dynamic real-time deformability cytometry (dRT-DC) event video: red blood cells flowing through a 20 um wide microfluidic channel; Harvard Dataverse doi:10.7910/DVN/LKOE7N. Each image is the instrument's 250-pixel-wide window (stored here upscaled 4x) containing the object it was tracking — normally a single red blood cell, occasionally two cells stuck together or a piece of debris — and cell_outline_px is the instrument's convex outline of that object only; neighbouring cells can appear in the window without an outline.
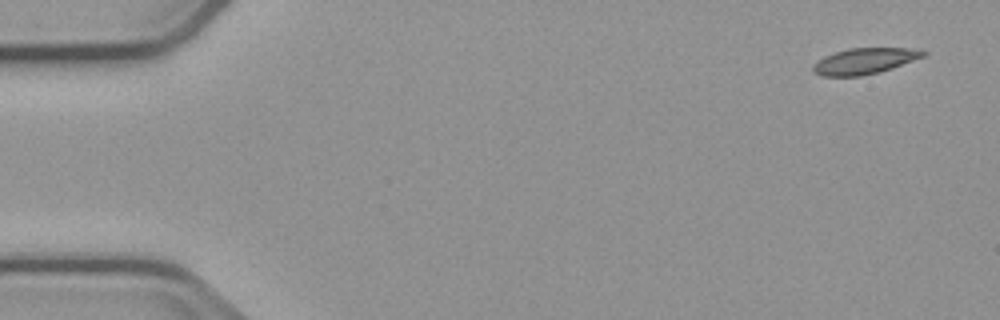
{"species": "common noctule bat (a hibernating species)", "species_latin": "Nyctalus noctula", "temperature_condition": "cold", "stored_images_in_passage": 3, "camera_frame_rate_fps": 3000, "um_per_image_px": 0.085, "animal": {"sex": "male", "body_mass_g": 23.1, "forearm_length_mm": 52.7}, "frame": {"image": 1, "passage_image": 1, "time_ms": 0.0, "image_size_px": [1000, 320], "cell_outline_px": [[928, 52], [924, 56], [892, 68], [880, 72], [860, 76], [820, 76], [812, 72], [812, 64], [824, 56], [848, 48], [908, 48]], "centroid_in_image_um": [73.42, 5.2], "position_along_channel_um": 11.6, "area_um2": 16.65}}
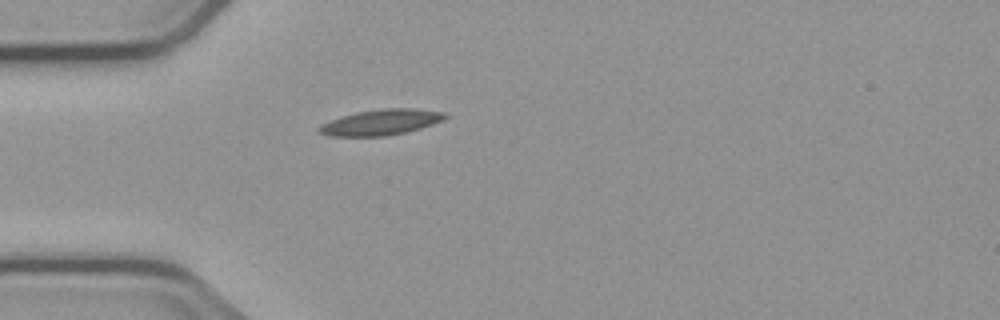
{"frame": {"image": 2, "passage_image": 3, "time_ms": 4.333, "image_size_px": [1000, 320], "cell_outline_px": [[448, 116], [444, 120], [420, 128], [388, 136], [328, 136], [316, 132], [316, 128], [320, 124], [340, 116], [356, 112], [384, 108], [412, 108], [448, 112]], "centroid_in_image_um": [32.35, 10.39], "position_along_channel_um": 52.6, "area_um2": 19.13}}